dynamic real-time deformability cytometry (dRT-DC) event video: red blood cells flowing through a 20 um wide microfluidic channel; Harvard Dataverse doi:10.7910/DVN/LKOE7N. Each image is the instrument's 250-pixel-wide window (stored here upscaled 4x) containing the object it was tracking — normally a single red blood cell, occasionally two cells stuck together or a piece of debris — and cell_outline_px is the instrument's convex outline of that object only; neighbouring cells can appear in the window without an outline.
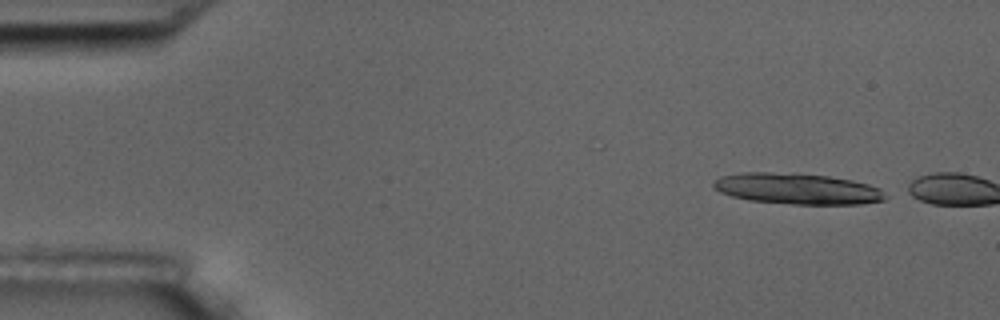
{"species": "common noctule bat (a hibernating species)", "species_latin": "Nyctalus noctula", "temperature_condition": "room temperature", "stored_images_in_passage": 2, "camera_frame_rate_fps": 3000, "um_per_image_px": 0.085, "animal": {"sex": "male", "body_mass_g": 17.5, "forearm_length_mm": 52.3}, "frame": {"image": 1, "passage_image": 1, "time_ms": 0.0, "image_size_px": [1000, 320], "cell_outline_px": [[888, 196], [884, 200], [860, 204], [792, 204], [748, 200], [732, 196], [720, 192], [712, 188], [712, 180], [720, 176], [740, 172], [772, 172], [828, 176], [852, 180], [868, 184], [880, 188]], "centroid_in_image_um": [67.73, 16.04], "position_along_channel_um": 17.3, "area_um2": 31.15}}